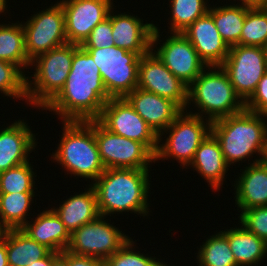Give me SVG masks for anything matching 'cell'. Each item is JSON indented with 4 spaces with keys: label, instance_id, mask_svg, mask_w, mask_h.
<instances>
[{
    "label": "cell",
    "instance_id": "ba28073f",
    "mask_svg": "<svg viewBox=\"0 0 267 266\" xmlns=\"http://www.w3.org/2000/svg\"><path fill=\"white\" fill-rule=\"evenodd\" d=\"M84 49L99 67L104 87L111 98H124L137 88L141 56L136 52L115 45Z\"/></svg>",
    "mask_w": 267,
    "mask_h": 266
},
{
    "label": "cell",
    "instance_id": "7bdbcfd3",
    "mask_svg": "<svg viewBox=\"0 0 267 266\" xmlns=\"http://www.w3.org/2000/svg\"><path fill=\"white\" fill-rule=\"evenodd\" d=\"M238 2L250 4V5H266L267 0H237Z\"/></svg>",
    "mask_w": 267,
    "mask_h": 266
},
{
    "label": "cell",
    "instance_id": "d6986e66",
    "mask_svg": "<svg viewBox=\"0 0 267 266\" xmlns=\"http://www.w3.org/2000/svg\"><path fill=\"white\" fill-rule=\"evenodd\" d=\"M111 9L112 38L115 46L136 52L139 56L147 54L151 50V37L154 23H144L137 15L114 12ZM116 13V14H114Z\"/></svg>",
    "mask_w": 267,
    "mask_h": 266
},
{
    "label": "cell",
    "instance_id": "7dc6e473",
    "mask_svg": "<svg viewBox=\"0 0 267 266\" xmlns=\"http://www.w3.org/2000/svg\"><path fill=\"white\" fill-rule=\"evenodd\" d=\"M263 49L265 52V59H266V63H267V43L264 45Z\"/></svg>",
    "mask_w": 267,
    "mask_h": 266
},
{
    "label": "cell",
    "instance_id": "4dcf8cb0",
    "mask_svg": "<svg viewBox=\"0 0 267 266\" xmlns=\"http://www.w3.org/2000/svg\"><path fill=\"white\" fill-rule=\"evenodd\" d=\"M197 253L198 266H238L222 231L206 238Z\"/></svg>",
    "mask_w": 267,
    "mask_h": 266
},
{
    "label": "cell",
    "instance_id": "7a4b0ae2",
    "mask_svg": "<svg viewBox=\"0 0 267 266\" xmlns=\"http://www.w3.org/2000/svg\"><path fill=\"white\" fill-rule=\"evenodd\" d=\"M149 169L110 168L90 184L96 194L100 216L134 213L149 216ZM119 212V213H118Z\"/></svg>",
    "mask_w": 267,
    "mask_h": 266
},
{
    "label": "cell",
    "instance_id": "3957f363",
    "mask_svg": "<svg viewBox=\"0 0 267 266\" xmlns=\"http://www.w3.org/2000/svg\"><path fill=\"white\" fill-rule=\"evenodd\" d=\"M211 133L218 140L226 163L264 160L267 146V115L243 111L211 122ZM259 156V157H258ZM261 156V157H260Z\"/></svg>",
    "mask_w": 267,
    "mask_h": 266
},
{
    "label": "cell",
    "instance_id": "8992f818",
    "mask_svg": "<svg viewBox=\"0 0 267 266\" xmlns=\"http://www.w3.org/2000/svg\"><path fill=\"white\" fill-rule=\"evenodd\" d=\"M79 46L67 43L31 61L30 68L34 66L35 72L26 77L28 105L42 110L60 92L70 73L74 52Z\"/></svg>",
    "mask_w": 267,
    "mask_h": 266
},
{
    "label": "cell",
    "instance_id": "44dd1931",
    "mask_svg": "<svg viewBox=\"0 0 267 266\" xmlns=\"http://www.w3.org/2000/svg\"><path fill=\"white\" fill-rule=\"evenodd\" d=\"M234 181L235 204L241 212L252 207L267 206V164L264 161L251 163Z\"/></svg>",
    "mask_w": 267,
    "mask_h": 266
},
{
    "label": "cell",
    "instance_id": "b9f144b4",
    "mask_svg": "<svg viewBox=\"0 0 267 266\" xmlns=\"http://www.w3.org/2000/svg\"><path fill=\"white\" fill-rule=\"evenodd\" d=\"M52 266H67V261L66 259L59 254L53 261H52Z\"/></svg>",
    "mask_w": 267,
    "mask_h": 266
},
{
    "label": "cell",
    "instance_id": "5b68a950",
    "mask_svg": "<svg viewBox=\"0 0 267 266\" xmlns=\"http://www.w3.org/2000/svg\"><path fill=\"white\" fill-rule=\"evenodd\" d=\"M190 105L197 107L198 112L189 111ZM244 109L245 103L236 94L228 75L221 66H207L188 86L185 111L210 122L237 114Z\"/></svg>",
    "mask_w": 267,
    "mask_h": 266
},
{
    "label": "cell",
    "instance_id": "1f68e13d",
    "mask_svg": "<svg viewBox=\"0 0 267 266\" xmlns=\"http://www.w3.org/2000/svg\"><path fill=\"white\" fill-rule=\"evenodd\" d=\"M267 43V6L254 5L246 13L239 45L264 47Z\"/></svg>",
    "mask_w": 267,
    "mask_h": 266
},
{
    "label": "cell",
    "instance_id": "484cf974",
    "mask_svg": "<svg viewBox=\"0 0 267 266\" xmlns=\"http://www.w3.org/2000/svg\"><path fill=\"white\" fill-rule=\"evenodd\" d=\"M233 2L234 4L231 1L230 4H227L228 6L225 4L223 6H210L208 11L213 17L217 31L221 35L222 40L229 48L234 45H239L246 13L253 6L237 2L236 0H233Z\"/></svg>",
    "mask_w": 267,
    "mask_h": 266
},
{
    "label": "cell",
    "instance_id": "6da1fadb",
    "mask_svg": "<svg viewBox=\"0 0 267 266\" xmlns=\"http://www.w3.org/2000/svg\"><path fill=\"white\" fill-rule=\"evenodd\" d=\"M109 99L99 67L79 46L64 87L42 110L55 113L62 121L97 120Z\"/></svg>",
    "mask_w": 267,
    "mask_h": 266
},
{
    "label": "cell",
    "instance_id": "60d3db41",
    "mask_svg": "<svg viewBox=\"0 0 267 266\" xmlns=\"http://www.w3.org/2000/svg\"><path fill=\"white\" fill-rule=\"evenodd\" d=\"M0 266H9L6 251V230L2 240L0 241Z\"/></svg>",
    "mask_w": 267,
    "mask_h": 266
},
{
    "label": "cell",
    "instance_id": "e575fe53",
    "mask_svg": "<svg viewBox=\"0 0 267 266\" xmlns=\"http://www.w3.org/2000/svg\"><path fill=\"white\" fill-rule=\"evenodd\" d=\"M135 241L130 237L112 256L104 261L105 266H148L156 257L137 251ZM142 252V253H141ZM144 253V254H143Z\"/></svg>",
    "mask_w": 267,
    "mask_h": 266
},
{
    "label": "cell",
    "instance_id": "ab89813d",
    "mask_svg": "<svg viewBox=\"0 0 267 266\" xmlns=\"http://www.w3.org/2000/svg\"><path fill=\"white\" fill-rule=\"evenodd\" d=\"M60 253L51 251L46 257L31 262L28 266H52V261L59 255Z\"/></svg>",
    "mask_w": 267,
    "mask_h": 266
},
{
    "label": "cell",
    "instance_id": "836d02e7",
    "mask_svg": "<svg viewBox=\"0 0 267 266\" xmlns=\"http://www.w3.org/2000/svg\"><path fill=\"white\" fill-rule=\"evenodd\" d=\"M26 75L14 63L0 60V92L27 104Z\"/></svg>",
    "mask_w": 267,
    "mask_h": 266
},
{
    "label": "cell",
    "instance_id": "83f0119b",
    "mask_svg": "<svg viewBox=\"0 0 267 266\" xmlns=\"http://www.w3.org/2000/svg\"><path fill=\"white\" fill-rule=\"evenodd\" d=\"M10 23H0V60L14 63L26 73L24 69H30L31 61L25 49L22 21Z\"/></svg>",
    "mask_w": 267,
    "mask_h": 266
},
{
    "label": "cell",
    "instance_id": "4316f807",
    "mask_svg": "<svg viewBox=\"0 0 267 266\" xmlns=\"http://www.w3.org/2000/svg\"><path fill=\"white\" fill-rule=\"evenodd\" d=\"M6 251L9 266H28L51 252L22 229L6 230Z\"/></svg>",
    "mask_w": 267,
    "mask_h": 266
},
{
    "label": "cell",
    "instance_id": "ee69618b",
    "mask_svg": "<svg viewBox=\"0 0 267 266\" xmlns=\"http://www.w3.org/2000/svg\"><path fill=\"white\" fill-rule=\"evenodd\" d=\"M165 262L166 261H163V260L161 261L159 258H155L148 266H172V265L167 264V262L166 263Z\"/></svg>",
    "mask_w": 267,
    "mask_h": 266
},
{
    "label": "cell",
    "instance_id": "ffe728a7",
    "mask_svg": "<svg viewBox=\"0 0 267 266\" xmlns=\"http://www.w3.org/2000/svg\"><path fill=\"white\" fill-rule=\"evenodd\" d=\"M125 98L158 136L183 111L170 99L140 88H135Z\"/></svg>",
    "mask_w": 267,
    "mask_h": 266
},
{
    "label": "cell",
    "instance_id": "74e56055",
    "mask_svg": "<svg viewBox=\"0 0 267 266\" xmlns=\"http://www.w3.org/2000/svg\"><path fill=\"white\" fill-rule=\"evenodd\" d=\"M245 109L267 115V72L258 82L255 92L245 102Z\"/></svg>",
    "mask_w": 267,
    "mask_h": 266
},
{
    "label": "cell",
    "instance_id": "f546056e",
    "mask_svg": "<svg viewBox=\"0 0 267 266\" xmlns=\"http://www.w3.org/2000/svg\"><path fill=\"white\" fill-rule=\"evenodd\" d=\"M170 8V24L168 34L182 33L195 20L208 13V0H168Z\"/></svg>",
    "mask_w": 267,
    "mask_h": 266
},
{
    "label": "cell",
    "instance_id": "d4e9b609",
    "mask_svg": "<svg viewBox=\"0 0 267 266\" xmlns=\"http://www.w3.org/2000/svg\"><path fill=\"white\" fill-rule=\"evenodd\" d=\"M227 236L230 249L238 266H259L266 258L267 243L247 231L242 225L240 227L222 230Z\"/></svg>",
    "mask_w": 267,
    "mask_h": 266
},
{
    "label": "cell",
    "instance_id": "30bf717a",
    "mask_svg": "<svg viewBox=\"0 0 267 266\" xmlns=\"http://www.w3.org/2000/svg\"><path fill=\"white\" fill-rule=\"evenodd\" d=\"M159 38L160 29L154 25L151 50L178 79L189 86L207 65L183 33H170L163 42Z\"/></svg>",
    "mask_w": 267,
    "mask_h": 266
},
{
    "label": "cell",
    "instance_id": "e0dca14e",
    "mask_svg": "<svg viewBox=\"0 0 267 266\" xmlns=\"http://www.w3.org/2000/svg\"><path fill=\"white\" fill-rule=\"evenodd\" d=\"M31 129L24 119L0 128V173L30 161L38 143Z\"/></svg>",
    "mask_w": 267,
    "mask_h": 266
},
{
    "label": "cell",
    "instance_id": "8fae6325",
    "mask_svg": "<svg viewBox=\"0 0 267 266\" xmlns=\"http://www.w3.org/2000/svg\"><path fill=\"white\" fill-rule=\"evenodd\" d=\"M105 219V220H104ZM130 238L115 225L99 216L70 234L67 251L105 261L116 253Z\"/></svg>",
    "mask_w": 267,
    "mask_h": 266
},
{
    "label": "cell",
    "instance_id": "2e32d148",
    "mask_svg": "<svg viewBox=\"0 0 267 266\" xmlns=\"http://www.w3.org/2000/svg\"><path fill=\"white\" fill-rule=\"evenodd\" d=\"M68 43L82 45L93 28L108 17L113 0H60Z\"/></svg>",
    "mask_w": 267,
    "mask_h": 266
},
{
    "label": "cell",
    "instance_id": "9a60e30c",
    "mask_svg": "<svg viewBox=\"0 0 267 266\" xmlns=\"http://www.w3.org/2000/svg\"><path fill=\"white\" fill-rule=\"evenodd\" d=\"M137 88L170 99L182 110H186L188 86L152 50L140 58Z\"/></svg>",
    "mask_w": 267,
    "mask_h": 266
},
{
    "label": "cell",
    "instance_id": "8d00e7d4",
    "mask_svg": "<svg viewBox=\"0 0 267 266\" xmlns=\"http://www.w3.org/2000/svg\"><path fill=\"white\" fill-rule=\"evenodd\" d=\"M115 45L112 38L111 10L108 17L97 24L81 45L83 48H104Z\"/></svg>",
    "mask_w": 267,
    "mask_h": 266
},
{
    "label": "cell",
    "instance_id": "c3c4849f",
    "mask_svg": "<svg viewBox=\"0 0 267 266\" xmlns=\"http://www.w3.org/2000/svg\"><path fill=\"white\" fill-rule=\"evenodd\" d=\"M263 161L267 164V146H266V151L264 154V160Z\"/></svg>",
    "mask_w": 267,
    "mask_h": 266
},
{
    "label": "cell",
    "instance_id": "f35d334b",
    "mask_svg": "<svg viewBox=\"0 0 267 266\" xmlns=\"http://www.w3.org/2000/svg\"><path fill=\"white\" fill-rule=\"evenodd\" d=\"M67 261V266H105L104 261L83 255H76L67 250L60 253Z\"/></svg>",
    "mask_w": 267,
    "mask_h": 266
},
{
    "label": "cell",
    "instance_id": "ac0fdd59",
    "mask_svg": "<svg viewBox=\"0 0 267 266\" xmlns=\"http://www.w3.org/2000/svg\"><path fill=\"white\" fill-rule=\"evenodd\" d=\"M207 66H221L229 53L228 45L217 31L213 17L207 13L183 32Z\"/></svg>",
    "mask_w": 267,
    "mask_h": 266
},
{
    "label": "cell",
    "instance_id": "603a6c76",
    "mask_svg": "<svg viewBox=\"0 0 267 266\" xmlns=\"http://www.w3.org/2000/svg\"><path fill=\"white\" fill-rule=\"evenodd\" d=\"M31 219L21 229L33 240L57 253L68 248L70 233L52 209L46 208Z\"/></svg>",
    "mask_w": 267,
    "mask_h": 266
},
{
    "label": "cell",
    "instance_id": "cb8c5ba5",
    "mask_svg": "<svg viewBox=\"0 0 267 266\" xmlns=\"http://www.w3.org/2000/svg\"><path fill=\"white\" fill-rule=\"evenodd\" d=\"M59 205L58 208L52 207L51 209L57 214L70 234L100 216L96 194L90 184L87 188L85 187L84 192L71 195Z\"/></svg>",
    "mask_w": 267,
    "mask_h": 266
},
{
    "label": "cell",
    "instance_id": "7c38bea8",
    "mask_svg": "<svg viewBox=\"0 0 267 266\" xmlns=\"http://www.w3.org/2000/svg\"><path fill=\"white\" fill-rule=\"evenodd\" d=\"M221 67L228 75L236 94L245 103L267 72L264 49L246 45L231 46Z\"/></svg>",
    "mask_w": 267,
    "mask_h": 266
},
{
    "label": "cell",
    "instance_id": "f6af8a7d",
    "mask_svg": "<svg viewBox=\"0 0 267 266\" xmlns=\"http://www.w3.org/2000/svg\"><path fill=\"white\" fill-rule=\"evenodd\" d=\"M7 1H9V0H0V14H2V15H6V12L5 11H7V7H8V5H7Z\"/></svg>",
    "mask_w": 267,
    "mask_h": 266
},
{
    "label": "cell",
    "instance_id": "52a82bcc",
    "mask_svg": "<svg viewBox=\"0 0 267 266\" xmlns=\"http://www.w3.org/2000/svg\"><path fill=\"white\" fill-rule=\"evenodd\" d=\"M210 132L211 122L209 120L183 110L159 135L155 162L172 158L179 163L181 169H187L192 163L200 143ZM165 133L168 135L167 138ZM163 135L166 139L162 141Z\"/></svg>",
    "mask_w": 267,
    "mask_h": 266
},
{
    "label": "cell",
    "instance_id": "f1b7e54d",
    "mask_svg": "<svg viewBox=\"0 0 267 266\" xmlns=\"http://www.w3.org/2000/svg\"><path fill=\"white\" fill-rule=\"evenodd\" d=\"M36 192L0 193V223L6 229H21Z\"/></svg>",
    "mask_w": 267,
    "mask_h": 266
},
{
    "label": "cell",
    "instance_id": "5bb4252c",
    "mask_svg": "<svg viewBox=\"0 0 267 266\" xmlns=\"http://www.w3.org/2000/svg\"><path fill=\"white\" fill-rule=\"evenodd\" d=\"M107 130L142 143L154 156L159 136L124 98H111L97 119Z\"/></svg>",
    "mask_w": 267,
    "mask_h": 266
},
{
    "label": "cell",
    "instance_id": "d6a6232c",
    "mask_svg": "<svg viewBox=\"0 0 267 266\" xmlns=\"http://www.w3.org/2000/svg\"><path fill=\"white\" fill-rule=\"evenodd\" d=\"M33 165L28 161L0 173V193L35 192ZM35 177V178H34Z\"/></svg>",
    "mask_w": 267,
    "mask_h": 266
},
{
    "label": "cell",
    "instance_id": "d590c367",
    "mask_svg": "<svg viewBox=\"0 0 267 266\" xmlns=\"http://www.w3.org/2000/svg\"><path fill=\"white\" fill-rule=\"evenodd\" d=\"M238 218L240 225L267 243V206L242 210Z\"/></svg>",
    "mask_w": 267,
    "mask_h": 266
},
{
    "label": "cell",
    "instance_id": "277c9868",
    "mask_svg": "<svg viewBox=\"0 0 267 266\" xmlns=\"http://www.w3.org/2000/svg\"><path fill=\"white\" fill-rule=\"evenodd\" d=\"M61 122V140L51 159L65 174L91 180L92 184L105 171L95 140V120Z\"/></svg>",
    "mask_w": 267,
    "mask_h": 266
},
{
    "label": "cell",
    "instance_id": "bcb514c9",
    "mask_svg": "<svg viewBox=\"0 0 267 266\" xmlns=\"http://www.w3.org/2000/svg\"><path fill=\"white\" fill-rule=\"evenodd\" d=\"M5 228L1 225V223H0V241L2 240V238H3V235H4V232H5Z\"/></svg>",
    "mask_w": 267,
    "mask_h": 266
},
{
    "label": "cell",
    "instance_id": "9c48e42d",
    "mask_svg": "<svg viewBox=\"0 0 267 266\" xmlns=\"http://www.w3.org/2000/svg\"><path fill=\"white\" fill-rule=\"evenodd\" d=\"M35 13L25 23L22 22L25 49L30 61L40 54L68 43L64 10L59 1Z\"/></svg>",
    "mask_w": 267,
    "mask_h": 266
},
{
    "label": "cell",
    "instance_id": "4fadbf2b",
    "mask_svg": "<svg viewBox=\"0 0 267 266\" xmlns=\"http://www.w3.org/2000/svg\"><path fill=\"white\" fill-rule=\"evenodd\" d=\"M95 140L105 169H150L155 156L140 142L107 130L95 120Z\"/></svg>",
    "mask_w": 267,
    "mask_h": 266
},
{
    "label": "cell",
    "instance_id": "7402d4cb",
    "mask_svg": "<svg viewBox=\"0 0 267 266\" xmlns=\"http://www.w3.org/2000/svg\"><path fill=\"white\" fill-rule=\"evenodd\" d=\"M190 167L201 177L203 176L213 191L221 190L220 187H223V181L226 182L224 179L230 166L223 157L218 140L211 132L200 143L189 169Z\"/></svg>",
    "mask_w": 267,
    "mask_h": 266
}]
</instances>
